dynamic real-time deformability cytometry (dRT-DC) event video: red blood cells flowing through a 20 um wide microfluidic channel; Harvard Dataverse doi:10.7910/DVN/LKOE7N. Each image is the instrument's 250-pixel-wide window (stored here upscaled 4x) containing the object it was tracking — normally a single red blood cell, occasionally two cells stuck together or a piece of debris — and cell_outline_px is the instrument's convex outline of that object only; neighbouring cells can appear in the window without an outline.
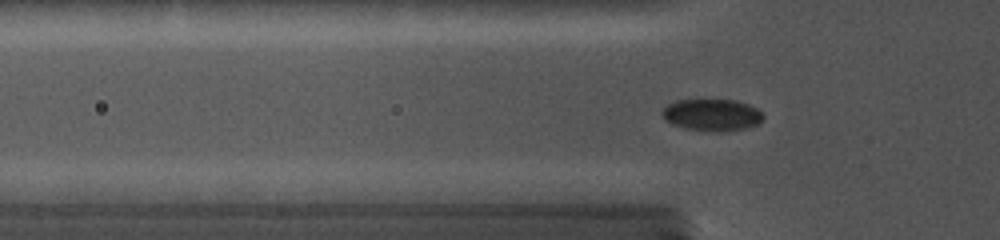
{"species": "common noctule bat (a hibernating species)", "species_latin": "Nyctalus noctula", "temperature_condition": "cold", "stored_images_in_passage": 63, "camera_frame_rate_fps": 5000, "um_per_image_px": 0.085, "animal": {"sex": "female", "body_mass_g": 19.0, "forearm_length_mm": 56.7}, "frame": {"image": 1, "passage_image": 18, "time_ms": 4.2, "image_size_px": [1000, 240], "cell_outline_px": [[764, 120], [756, 124], [744, 128], [720, 132], [684, 128], [672, 124], [664, 120], [660, 112], [668, 104], [676, 100], [732, 100], [748, 104], [756, 108], [764, 116]], "centroid_in_image_um": [60.48, 9.77], "position_along_channel_um": 65.3, "area_um2": 18.67}}
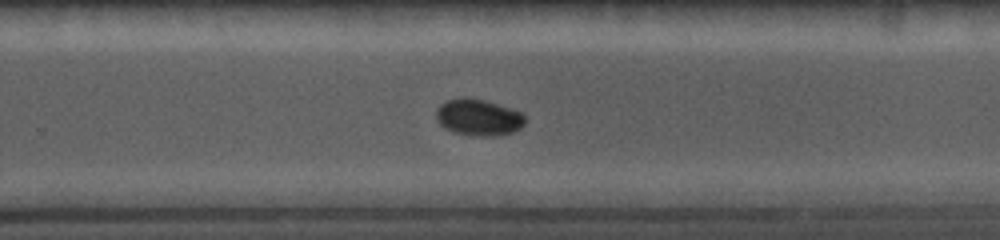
{"frame": {"image": 2, "passage_image": 41, "time_ms": 10.0, "image_size_px": [1000, 240], "cell_outline_px": [[524, 124], [520, 128], [512, 132], [500, 136], [480, 136], [452, 132], [444, 128], [436, 120], [436, 112], [440, 104], [448, 100], [484, 100], [512, 108], [520, 112], [524, 116]], "centroid_in_image_um": [40.68, 10.02], "position_along_channel_um": 289.1, "area_um2": 18.5}}
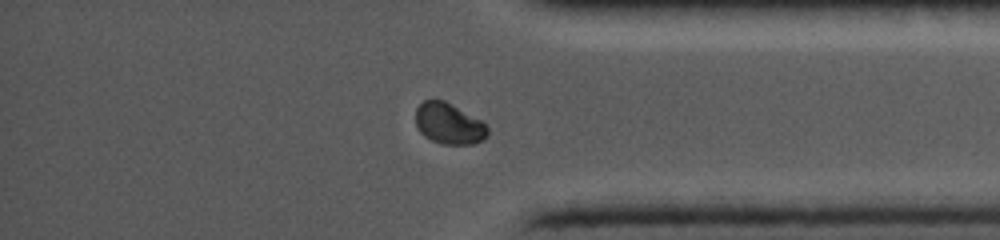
{"frame": {"image": 3, "passage_image": 52, "time_ms": 12.8, "image_size_px": [1000, 240], "cell_outline_px": [[488, 136], [472, 144], [440, 144], [424, 136], [420, 132], [416, 124], [416, 108], [424, 100], [444, 100], [480, 120], [488, 128]], "centroid_in_image_um": [38.13, 10.51], "position_along_channel_um": 397.1, "area_um2": 16.99}}